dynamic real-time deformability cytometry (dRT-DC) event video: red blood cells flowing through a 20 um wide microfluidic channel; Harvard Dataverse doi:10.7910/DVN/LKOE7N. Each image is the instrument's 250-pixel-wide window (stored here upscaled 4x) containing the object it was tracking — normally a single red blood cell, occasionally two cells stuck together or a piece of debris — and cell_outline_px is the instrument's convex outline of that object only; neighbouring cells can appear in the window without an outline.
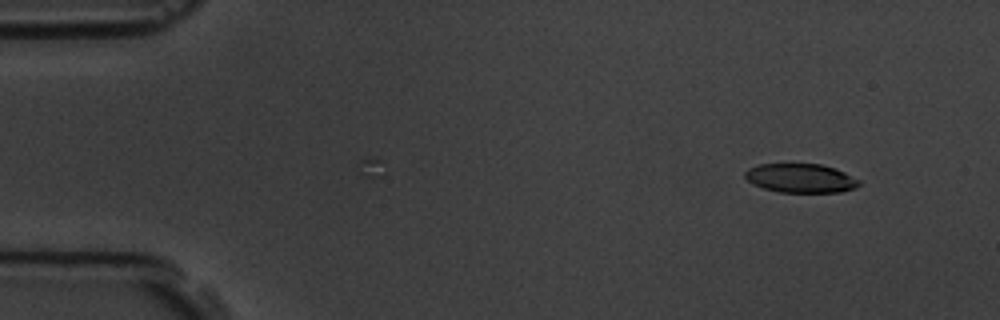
{"species": "common noctule bat (a hibernating species)", "species_latin": "Nyctalus noctula", "temperature_condition": "room temperature", "stored_images_in_passage": 4, "camera_frame_rate_fps": 3000, "um_per_image_px": 0.085, "animal": {"sex": "male", "body_mass_g": 19.5, "forearm_length_mm": 54.6}, "frame": {"image": 1, "passage_image": 4, "time_ms": 3.333, "image_size_px": [1000, 320], "cell_outline_px": [[860, 184], [856, 188], [840, 192], [780, 192], [764, 188], [752, 184], [744, 176], [744, 172], [748, 168], [760, 164], [820, 164], [836, 168], [860, 180]], "centroid_in_image_um": [68.06, 15.14], "position_along_channel_um": 16.9, "area_um2": 19.31}}